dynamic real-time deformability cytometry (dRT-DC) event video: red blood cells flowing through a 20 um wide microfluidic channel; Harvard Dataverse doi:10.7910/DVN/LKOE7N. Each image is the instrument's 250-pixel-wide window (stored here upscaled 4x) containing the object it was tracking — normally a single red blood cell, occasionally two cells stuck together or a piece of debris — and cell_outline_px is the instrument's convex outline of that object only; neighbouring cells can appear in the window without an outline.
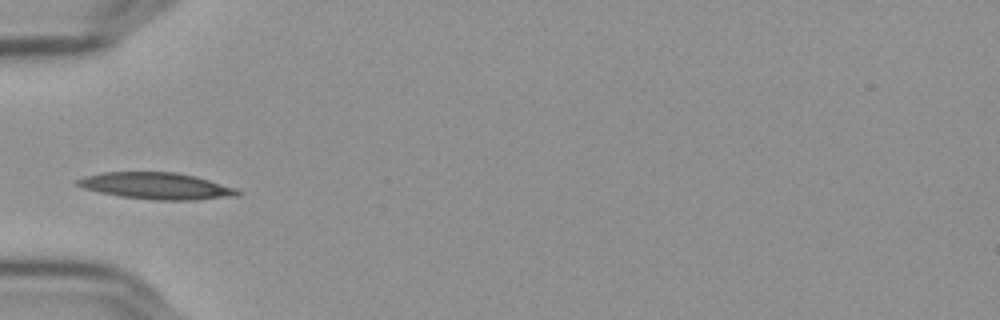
{"species": "Egyptian fruit bat (a non-hibernating species)", "species_latin": "Rousettus aegyptiacus", "temperature_condition": "cold", "stored_images_in_passage": 38, "camera_frame_rate_fps": 3000, "um_per_image_px": 0.085, "frame": {"image": 1, "passage_image": 1, "time_ms": 0.0, "image_size_px": [1000, 320], "cell_outline_px": [[240, 196], [196, 200], [156, 200], [120, 196], [100, 192], [84, 188], [76, 184], [76, 180], [84, 176], [100, 172], [176, 172], [196, 176], [236, 188], [240, 192]], "centroid_in_image_um": [13.32, 15.8], "position_along_channel_um": 71.7, "area_um2": 24.91}}
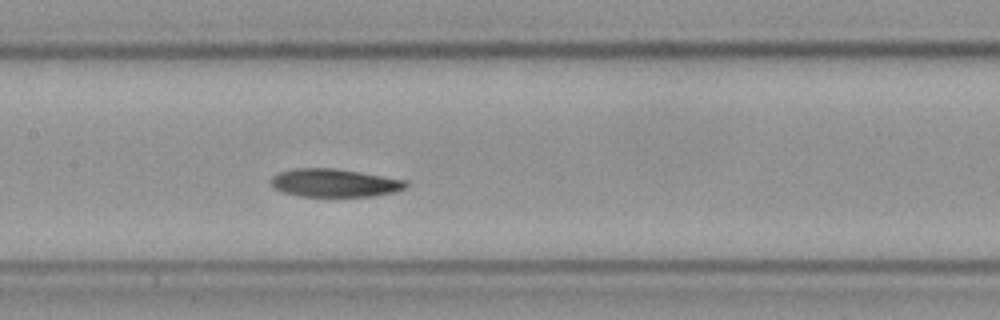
{"frame": {"image": 2, "passage_image": 10, "time_ms": 3.0, "image_size_px": [1000, 320], "cell_outline_px": [[408, 184], [404, 188], [392, 192], [372, 196], [300, 196], [284, 192], [272, 188], [272, 176], [280, 172], [292, 168], [336, 168], [408, 180]], "centroid_in_image_um": [28.42, 15.53], "position_along_channel_um": 179.0, "area_um2": 22.02}}
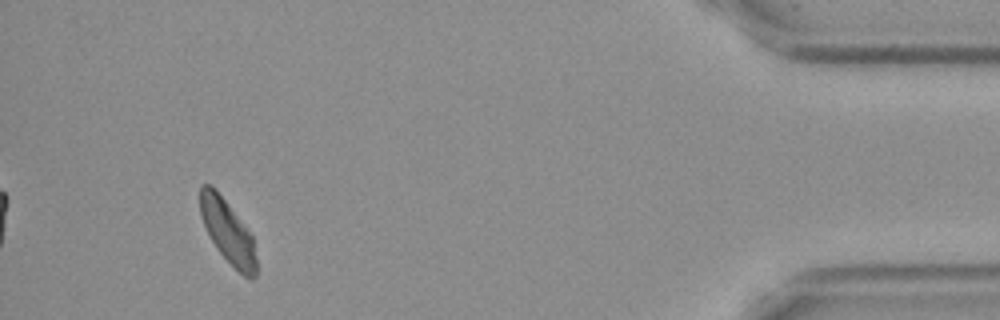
{"frame": {"image": 3, "passage_image": 35, "time_ms": 11.333, "image_size_px": [1000, 320], "cell_outline_px": [[256, 276], [252, 280], [248, 280], [216, 248], [200, 216], [200, 184], [212, 184], [252, 236], [256, 260]], "centroid_in_image_um": [19.34, 19.68], "position_along_channel_um": 415.9, "area_um2": 20.17}, "authors_computed_cell_mechanics": {"area_um2": 22.3686, "velocity_mm_per_s": 3.5618, "shape_relaxation_time_tau1_ms": null, "shape_relaxation_time_tau2_ms": 4.8486, "deformation_change_tau1": null, "deformation_change_tau2": 0.0963}}